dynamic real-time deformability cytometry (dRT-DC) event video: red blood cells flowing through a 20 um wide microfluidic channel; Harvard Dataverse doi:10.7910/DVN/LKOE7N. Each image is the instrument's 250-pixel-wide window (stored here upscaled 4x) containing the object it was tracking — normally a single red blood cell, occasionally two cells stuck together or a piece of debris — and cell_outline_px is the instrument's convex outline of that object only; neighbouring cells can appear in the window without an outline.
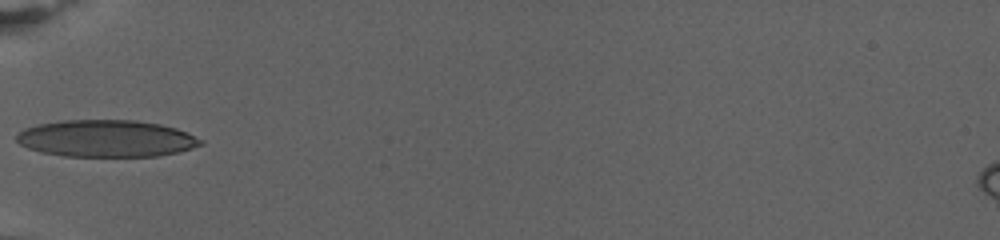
{"species": "human", "species_latin": "Homo sapiens", "temperature_condition": "warm", "stored_images_in_passage": 48, "camera_frame_rate_fps": 3000, "um_per_image_px": 0.085, "donor": {"sex": "female"}, "frame": {"image": 1, "passage_image": 1, "time_ms": 0.0, "image_size_px": [1000, 240], "cell_outline_px": [[204, 144], [192, 148], [160, 156], [64, 156], [40, 152], [28, 148], [20, 144], [16, 140], [16, 136], [24, 128], [36, 124], [64, 120], [136, 120], [160, 124], [176, 128], [204, 140]], "centroid_in_image_um": [9.03, 11.77], "position_along_channel_um": 76.0, "area_um2": 39.77}}
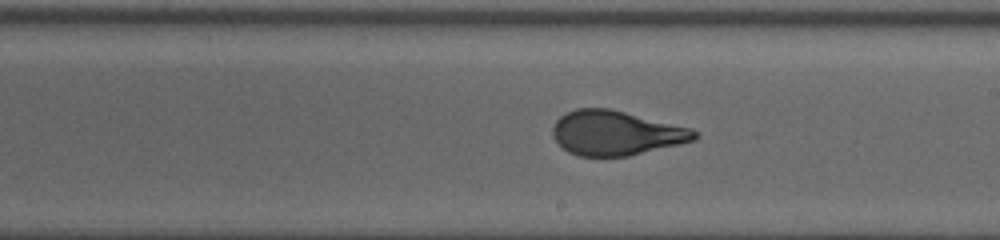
{"frame": {"image": 2, "passage_image": 20, "time_ms": 6.0, "image_size_px": [1000, 240], "cell_outline_px": [[700, 136], [696, 140], [680, 144], [628, 156], [580, 156], [568, 152], [552, 136], [552, 128], [556, 120], [560, 116], [576, 108], [608, 108], [692, 128], [700, 132]], "centroid_in_image_um": [52.39, 11.3], "position_along_channel_um": 236.6, "area_um2": 36.82}}
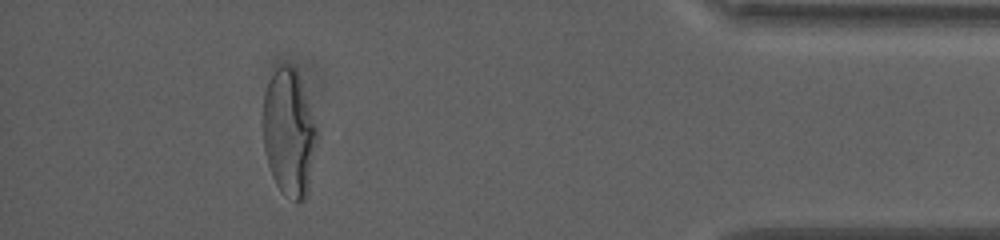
{"frame": {"image": 3, "passage_image": 42, "time_ms": 14.0, "image_size_px": [1000, 240], "cell_outline_px": [[320, 140], [308, 192], [304, 200], [296, 204], [276, 184], [272, 176], [264, 152], [264, 92], [268, 80], [276, 68], [280, 64], [288, 64], [296, 68], [320, 132]], "centroid_in_image_um": [24.63, 11.29], "position_along_channel_um": 410.6, "area_um2": 40.92}}